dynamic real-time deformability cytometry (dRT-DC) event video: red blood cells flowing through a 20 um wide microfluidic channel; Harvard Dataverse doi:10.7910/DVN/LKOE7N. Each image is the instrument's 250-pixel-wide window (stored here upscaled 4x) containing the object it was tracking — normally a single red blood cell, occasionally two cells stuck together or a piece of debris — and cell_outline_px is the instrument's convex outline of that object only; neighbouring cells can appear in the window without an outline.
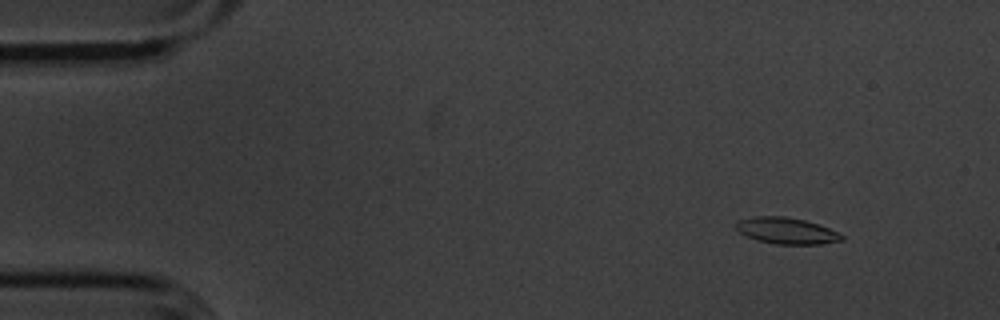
{"species": "common noctule bat (a hibernating species)", "species_latin": "Nyctalus noctula", "temperature_condition": "cold", "stored_images_in_passage": 55, "camera_frame_rate_fps": 3000, "um_per_image_px": 0.085, "animal": {"sex": "male", "body_mass_g": 20.1, "forearm_length_mm": 53.5}, "frame": {"image": 1, "passage_image": 5, "time_ms": 1.333, "image_size_px": [1000, 320], "cell_outline_px": [[844, 240], [820, 244], [776, 244], [756, 240], [740, 232], [736, 228], [736, 220], [752, 216], [784, 216], [804, 220], [840, 232], [844, 236]], "centroid_in_image_um": [66.85, 19.61], "position_along_channel_um": 18.2, "area_um2": 16.24}}
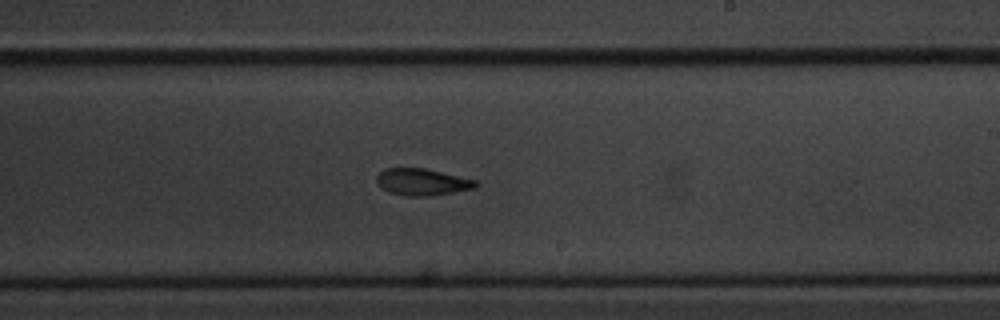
{"frame": {"image": 2, "passage_image": 32, "time_ms": 10.333, "image_size_px": [1000, 320], "cell_outline_px": [[480, 184], [476, 188], [432, 196], [408, 196], [392, 192], [384, 188], [376, 180], [376, 176], [384, 168], [424, 168], [476, 180]], "centroid_in_image_um": [35.94, 15.46], "position_along_channel_um": 253.1, "area_um2": 15.32}}
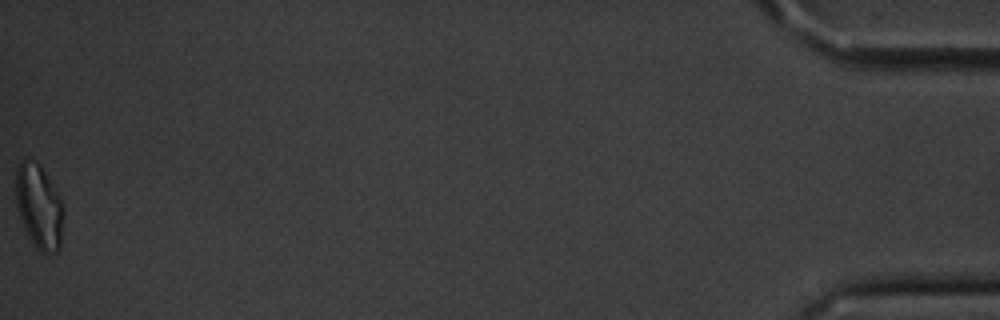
{"frame": {"image": 3, "passage_image": 55, "time_ms": 18.0, "image_size_px": [1000, 320], "cell_outline_px": [[64, 208], [60, 248], [56, 252], [40, 252], [36, 248], [28, 236], [24, 228], [16, 204], [16, 168], [28, 156], [44, 172], [60, 200]], "centroid_in_image_um": [3.3, 17.6], "position_along_channel_um": 431.9, "area_um2": 22.95}, "authors_computed_cell_mechanics": {"area_um2": 16.2996, "velocity_mm_per_s": 3.6047, "shape_relaxation_time_tau1_ms": 7.2648, "shape_relaxation_time_tau2_ms": 10.5206, "deformation_change_tau1": 0.1749, "deformation_change_tau2": 0.1862}}